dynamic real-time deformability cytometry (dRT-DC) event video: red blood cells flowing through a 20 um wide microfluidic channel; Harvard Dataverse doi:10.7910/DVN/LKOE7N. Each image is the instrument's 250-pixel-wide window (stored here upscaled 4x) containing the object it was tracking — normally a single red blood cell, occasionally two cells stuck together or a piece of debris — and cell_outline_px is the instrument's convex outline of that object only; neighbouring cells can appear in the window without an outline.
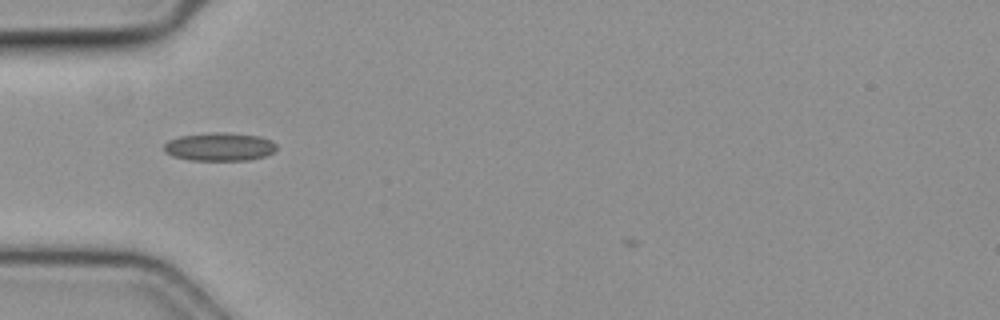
{"species": "common noctule bat (a hibernating species)", "species_latin": "Nyctalus noctula", "temperature_condition": "cold", "stored_images_in_passage": 21, "camera_frame_rate_fps": 3000, "um_per_image_px": 0.085, "animal": {"sex": "female", "body_mass_g": 19.3, "forearm_length_mm": 54.1}, "frame": {"image": 1, "passage_image": 4, "time_ms": 1.0, "image_size_px": [1000, 320], "cell_outline_px": [[276, 148], [272, 152], [264, 156], [248, 160], [188, 160], [172, 156], [164, 152], [164, 144], [168, 140], [180, 136], [216, 132], [228, 132], [260, 136], [272, 140], [276, 144]], "centroid_in_image_um": [18.64, 12.47], "position_along_channel_um": 66.4, "area_um2": 18.61}}
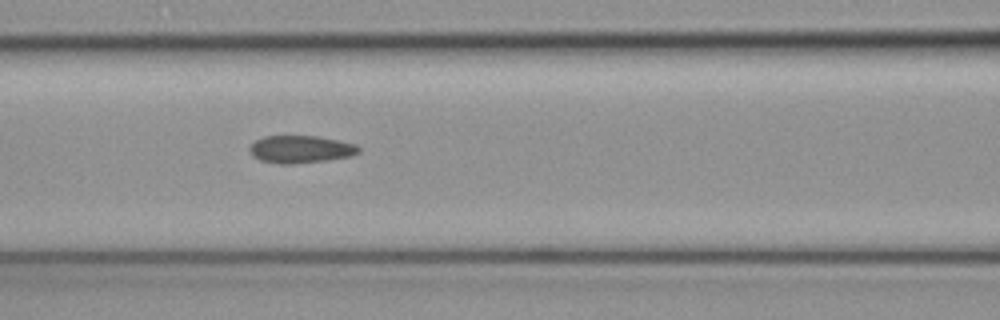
{"frame": {"image": 2, "passage_image": 10, "time_ms": 3.0, "image_size_px": [1000, 320], "cell_outline_px": [[360, 152], [352, 156], [324, 160], [292, 164], [280, 164], [260, 160], [252, 156], [248, 148], [256, 140], [264, 136], [316, 136], [356, 144], [360, 148]], "centroid_in_image_um": [25.54, 12.69], "position_along_channel_um": 141.1, "area_um2": 17.4}}
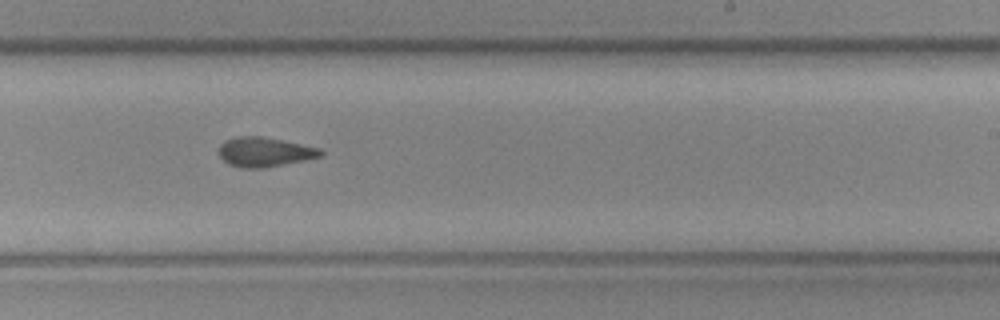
{"frame": {"image": 3, "passage_image": 20, "time_ms": 6.333, "image_size_px": [1000, 320], "cell_outline_px": [[324, 152], [320, 156], [304, 160], [264, 168], [240, 168], [228, 164], [220, 156], [220, 144], [224, 140], [236, 136], [260, 136], [320, 148]], "centroid_in_image_um": [22.45, 12.92], "position_along_channel_um": 266.5, "area_um2": 17.34}}